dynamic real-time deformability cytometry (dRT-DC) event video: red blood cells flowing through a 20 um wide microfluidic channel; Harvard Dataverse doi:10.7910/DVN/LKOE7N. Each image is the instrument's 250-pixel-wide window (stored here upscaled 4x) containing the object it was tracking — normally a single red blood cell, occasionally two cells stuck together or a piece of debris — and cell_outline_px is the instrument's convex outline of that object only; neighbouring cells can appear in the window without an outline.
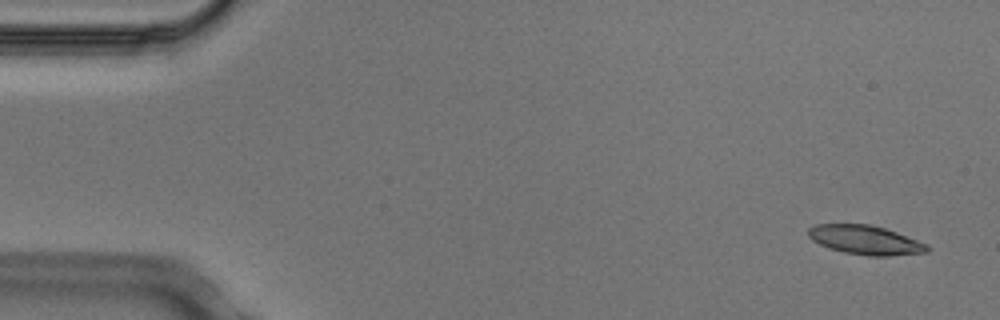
{"species": "Egyptian fruit bat (a non-hibernating species)", "species_latin": "Rousettus aegyptiacus", "temperature_condition": "cold", "stored_images_in_passage": 5, "camera_frame_rate_fps": 3000, "um_per_image_px": 0.085, "animal": {"sex": "male"}, "frame": {"image": 1, "passage_image": 1, "time_ms": 0.0, "image_size_px": [1000, 320], "cell_outline_px": [[932, 248], [928, 252], [888, 256], [868, 256], [844, 252], [828, 248], [812, 240], [808, 236], [808, 228], [816, 224], [868, 224], [884, 228], [896, 232], [928, 244]], "centroid_in_image_um": [73.57, 20.4], "position_along_channel_um": 11.4, "area_um2": 20.23}}
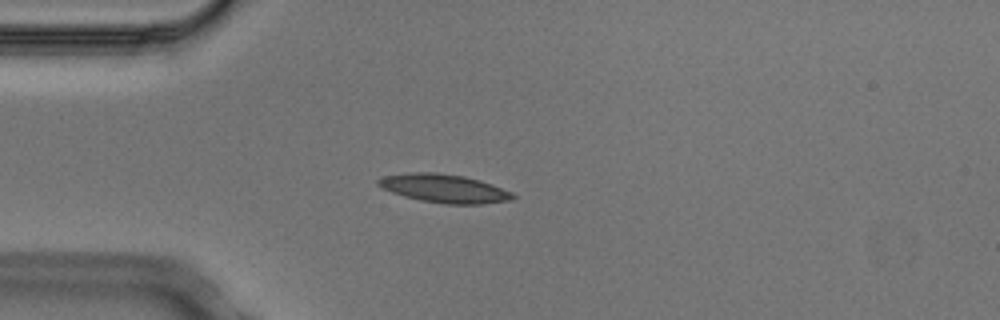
{"frame": {"image": 2, "passage_image": 4, "time_ms": 1.0, "image_size_px": [1000, 320], "cell_outline_px": [[516, 196], [512, 200], [480, 204], [444, 204], [420, 200], [404, 196], [392, 192], [376, 184], [376, 180], [384, 176], [408, 172], [436, 172], [464, 176], [480, 180], [512, 192]], "centroid_in_image_um": [37.75, 16.01], "position_along_channel_um": 47.3, "area_um2": 22.31}}